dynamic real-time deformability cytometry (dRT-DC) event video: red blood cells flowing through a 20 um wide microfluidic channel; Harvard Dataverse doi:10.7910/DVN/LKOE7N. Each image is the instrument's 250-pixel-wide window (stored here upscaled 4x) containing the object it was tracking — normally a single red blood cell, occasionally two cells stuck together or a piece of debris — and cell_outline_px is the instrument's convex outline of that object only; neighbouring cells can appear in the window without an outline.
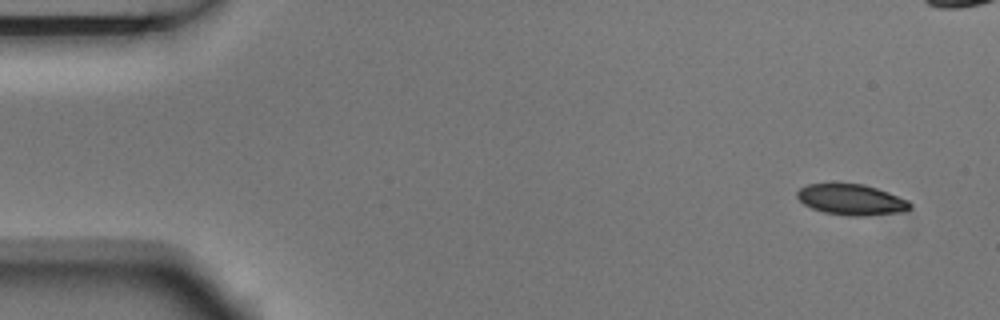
{"species": "Egyptian fruit bat (a non-hibernating species)", "species_latin": "Rousettus aegyptiacus", "temperature_condition": "room temperature", "stored_images_in_passage": 6, "segment_of_instrument_passage": [1, 2], "camera_frame_rate_fps": 3000, "um_per_image_px": 0.085, "animal": {"sex": "male"}, "frame": {"image": 1, "passage_image": 1, "time_ms": 0.0, "image_size_px": [1000, 320], "cell_outline_px": [[912, 208], [900, 212], [864, 216], [848, 216], [824, 212], [812, 208], [804, 204], [796, 196], [796, 192], [800, 188], [808, 184], [864, 184], [888, 192], [908, 200], [912, 204]], "centroid_in_image_um": [72.37, 16.97], "position_along_channel_um": 12.6, "area_um2": 20.17}}
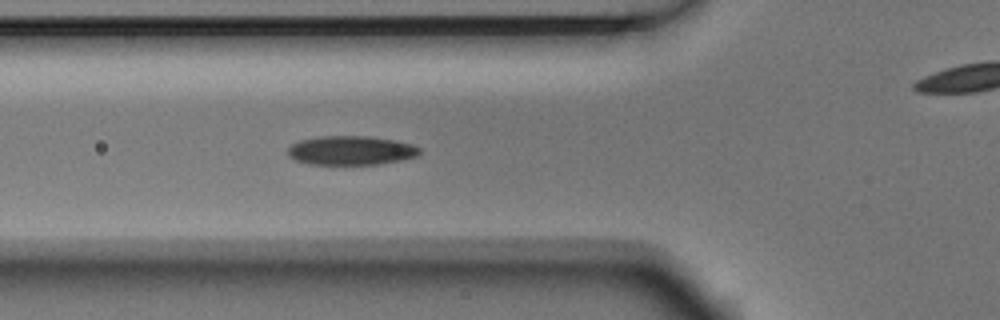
{"frame": {"image": 2, "passage_image": 5, "time_ms": 1.333, "image_size_px": [1000, 320], "cell_outline_px": [[420, 156], [380, 164], [308, 164], [296, 160], [288, 156], [288, 148], [292, 144], [300, 140], [320, 136], [368, 136], [396, 140], [412, 144], [420, 148]], "centroid_in_image_um": [29.86, 12.78], "position_along_channel_um": 95.9, "area_um2": 22.43}}